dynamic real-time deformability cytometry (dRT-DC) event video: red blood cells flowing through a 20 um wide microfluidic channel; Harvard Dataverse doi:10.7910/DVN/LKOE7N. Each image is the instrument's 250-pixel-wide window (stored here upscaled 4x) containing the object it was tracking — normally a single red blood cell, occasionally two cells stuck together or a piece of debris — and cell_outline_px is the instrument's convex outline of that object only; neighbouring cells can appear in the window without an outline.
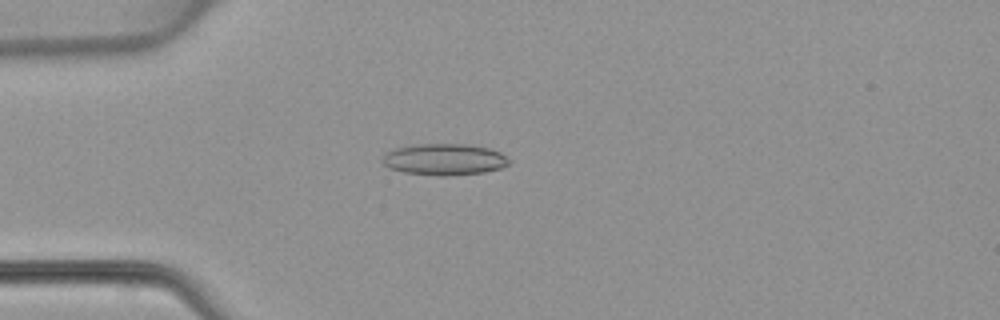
{"species": "common noctule bat (a hibernating species)", "species_latin": "Nyctalus noctula", "temperature_condition": "warm", "stored_images_in_passage": 48, "camera_frame_rate_fps": 3000, "um_per_image_px": 0.085, "animal": {"sex": "female", "body_mass_g": 22.7, "forearm_length_mm": 54.2}, "frame": {"image": 1, "passage_image": 13, "time_ms": 4.0, "image_size_px": [1000, 320], "cell_outline_px": [[512, 160], [508, 164], [500, 168], [484, 172], [448, 176], [440, 176], [404, 172], [388, 168], [380, 160], [384, 152], [396, 148], [416, 144], [468, 144], [492, 148], [500, 152]], "centroid_in_image_um": [37.76, 13.54], "position_along_channel_um": 47.2, "area_um2": 23.52}}
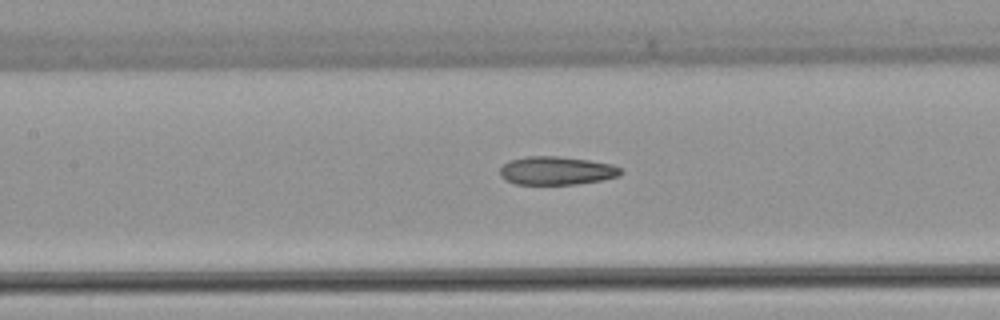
{"frame": {"image": 2, "passage_image": 22, "time_ms": 7.0, "image_size_px": [1000, 320], "cell_outline_px": [[624, 172], [620, 176], [600, 180], [576, 184], [516, 184], [504, 180], [500, 176], [500, 168], [508, 160], [528, 156], [560, 156], [588, 160], [612, 164], [620, 168]], "centroid_in_image_um": [47.29, 14.5], "position_along_channel_um": 160.1, "area_um2": 20.06}}
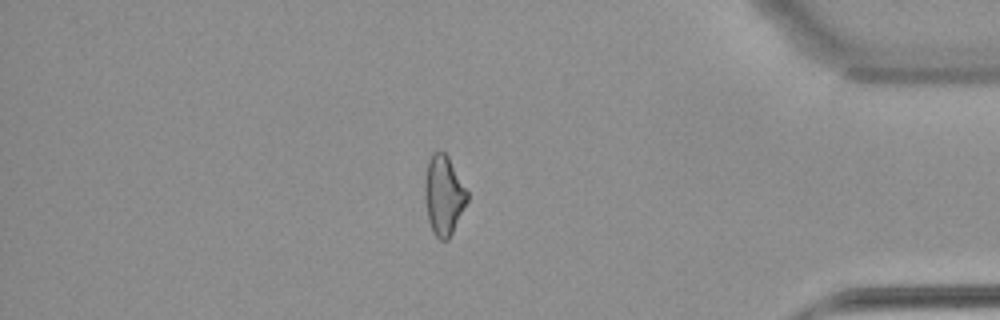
{"frame": {"image": 3, "passage_image": 41, "time_ms": 13.333, "image_size_px": [1000, 320], "cell_outline_px": [[468, 200], [448, 240], [440, 240], [432, 232], [428, 220], [424, 200], [424, 176], [428, 160], [432, 152], [444, 152], [448, 156], [468, 192]], "centroid_in_image_um": [37.68, 16.59], "position_along_channel_um": 397.5, "area_um2": 19.77}}